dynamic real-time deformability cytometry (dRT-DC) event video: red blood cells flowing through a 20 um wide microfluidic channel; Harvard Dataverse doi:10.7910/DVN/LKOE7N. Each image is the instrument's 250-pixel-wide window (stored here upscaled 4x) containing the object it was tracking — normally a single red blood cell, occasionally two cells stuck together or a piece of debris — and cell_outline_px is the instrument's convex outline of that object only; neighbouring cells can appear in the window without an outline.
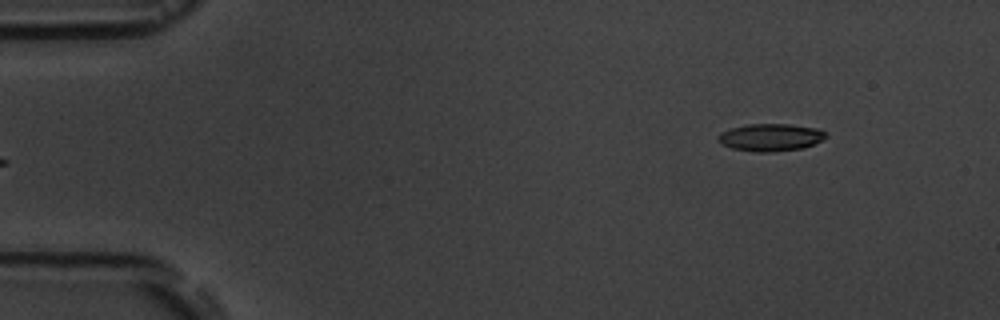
{"species": "common noctule bat (a hibernating species)", "species_latin": "Nyctalus noctula", "temperature_condition": "room temperature", "stored_images_in_passage": 6, "camera_frame_rate_fps": 3000, "um_per_image_px": 0.085, "animal": {"sex": "male", "body_mass_g": 19.5, "forearm_length_mm": 54.6}, "frame": {"image": 1, "passage_image": 6, "time_ms": 5.667, "image_size_px": [1000, 320], "cell_outline_px": [[828, 136], [804, 148], [772, 152], [756, 152], [732, 148], [720, 144], [716, 136], [720, 132], [732, 128], [748, 124], [788, 124], [820, 128]], "centroid_in_image_um": [65.47, 11.67], "position_along_channel_um": 19.5, "area_um2": 17.28}}